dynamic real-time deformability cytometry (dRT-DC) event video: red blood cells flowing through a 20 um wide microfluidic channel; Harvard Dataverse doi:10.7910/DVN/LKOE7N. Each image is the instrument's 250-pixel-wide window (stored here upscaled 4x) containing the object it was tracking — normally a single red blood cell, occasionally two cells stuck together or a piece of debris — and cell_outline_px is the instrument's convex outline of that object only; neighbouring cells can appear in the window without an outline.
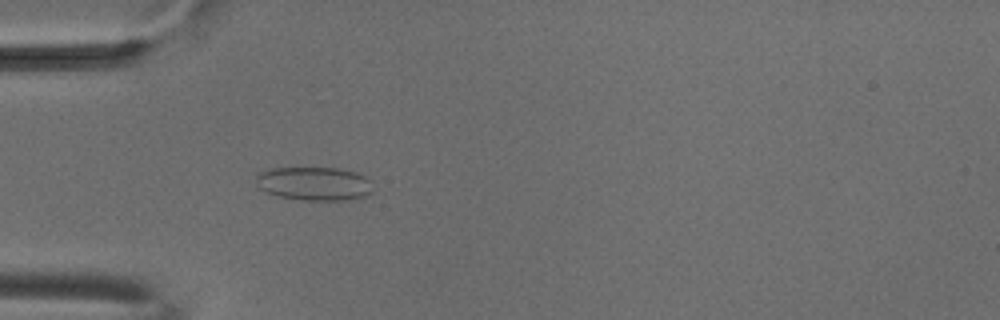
{"species": "common noctule bat (a hibernating species)", "species_latin": "Nyctalus noctula", "temperature_condition": "cold", "stored_images_in_passage": 53, "camera_frame_rate_fps": 3000, "um_per_image_px": 0.085, "animal": {"sex": "male", "body_mass_g": 18.8}, "frame": {"image": 1, "passage_image": 16, "time_ms": 5.0, "image_size_px": [1000, 320], "cell_outline_px": [[372, 192], [364, 196], [348, 200], [300, 200], [280, 196], [268, 192], [260, 188], [256, 180], [256, 176], [260, 172], [272, 168], [340, 168], [356, 172], [364, 176], [368, 180]], "centroid_in_image_um": [26.71, 15.6], "position_along_channel_um": 58.3, "area_um2": 22.66}}
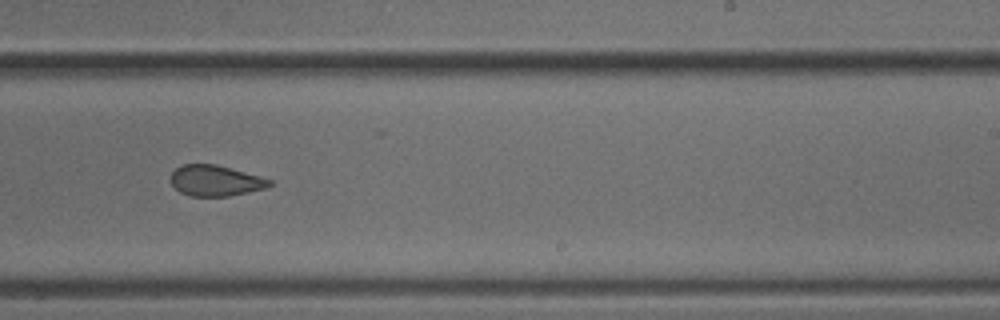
{"frame": {"image": 2, "passage_image": 33, "time_ms": 10.667, "image_size_px": [1000, 320], "cell_outline_px": [[272, 184], [264, 188], [248, 192], [228, 196], [192, 196], [180, 192], [172, 184], [172, 172], [176, 168], [184, 164], [216, 164], [260, 176], [272, 180]], "centroid_in_image_um": [18.32, 15.35], "position_along_channel_um": 270.7, "area_um2": 17.51}}
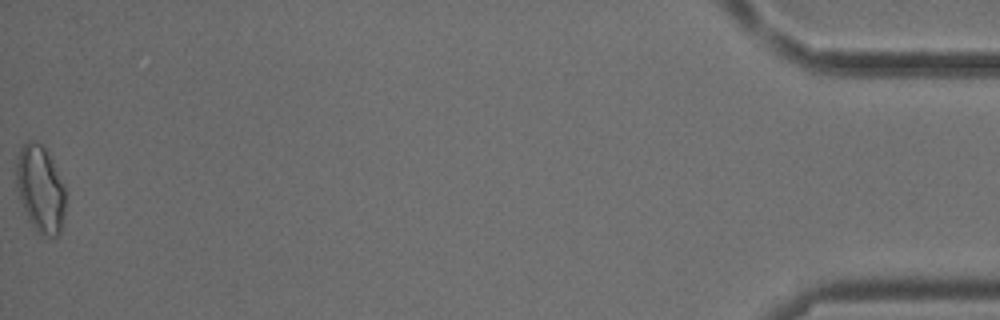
{"frame": {"image": 3, "passage_image": 53, "time_ms": 17.333, "image_size_px": [1000, 320], "cell_outline_px": [[64, 212], [60, 232], [56, 236], [44, 236], [28, 220], [20, 200], [16, 184], [16, 160], [20, 148], [28, 140], [36, 140], [44, 148], [52, 160], [64, 188]], "centroid_in_image_um": [3.4, 16.04], "position_along_channel_um": 431.8, "area_um2": 24.51}, "authors_computed_cell_mechanics": {"area_um2": 20.0566, "velocity_mm_per_s": 3.8227, "shape_relaxation_time_tau1_ms": 11.0234, "shape_relaxation_time_tau2_ms": 1.4822, "deformation_change_tau1": 0.1519, "deformation_change_tau2": 0.0813}}